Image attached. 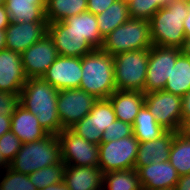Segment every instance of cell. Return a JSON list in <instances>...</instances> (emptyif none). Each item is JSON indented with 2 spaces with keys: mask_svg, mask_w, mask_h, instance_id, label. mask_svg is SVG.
<instances>
[{
  "mask_svg": "<svg viewBox=\"0 0 190 190\" xmlns=\"http://www.w3.org/2000/svg\"><path fill=\"white\" fill-rule=\"evenodd\" d=\"M57 99L58 90L42 77L27 78L19 94V104L34 114L40 126L51 135H58L63 130Z\"/></svg>",
  "mask_w": 190,
  "mask_h": 190,
  "instance_id": "1",
  "label": "cell"
},
{
  "mask_svg": "<svg viewBox=\"0 0 190 190\" xmlns=\"http://www.w3.org/2000/svg\"><path fill=\"white\" fill-rule=\"evenodd\" d=\"M190 9V0H176L160 8L149 20L154 46L184 49L187 45L184 20Z\"/></svg>",
  "mask_w": 190,
  "mask_h": 190,
  "instance_id": "2",
  "label": "cell"
},
{
  "mask_svg": "<svg viewBox=\"0 0 190 190\" xmlns=\"http://www.w3.org/2000/svg\"><path fill=\"white\" fill-rule=\"evenodd\" d=\"M98 99H108L116 91L114 60L102 48H95L82 57V79L79 86Z\"/></svg>",
  "mask_w": 190,
  "mask_h": 190,
  "instance_id": "3",
  "label": "cell"
},
{
  "mask_svg": "<svg viewBox=\"0 0 190 190\" xmlns=\"http://www.w3.org/2000/svg\"><path fill=\"white\" fill-rule=\"evenodd\" d=\"M61 161L58 136L48 134L41 140L22 144L16 157L10 162L9 168L18 173L31 174Z\"/></svg>",
  "mask_w": 190,
  "mask_h": 190,
  "instance_id": "4",
  "label": "cell"
},
{
  "mask_svg": "<svg viewBox=\"0 0 190 190\" xmlns=\"http://www.w3.org/2000/svg\"><path fill=\"white\" fill-rule=\"evenodd\" d=\"M152 46L150 22L129 18L104 38L102 49L115 56L128 51L150 49Z\"/></svg>",
  "mask_w": 190,
  "mask_h": 190,
  "instance_id": "5",
  "label": "cell"
},
{
  "mask_svg": "<svg viewBox=\"0 0 190 190\" xmlns=\"http://www.w3.org/2000/svg\"><path fill=\"white\" fill-rule=\"evenodd\" d=\"M149 49L128 51L113 56L116 90L144 92Z\"/></svg>",
  "mask_w": 190,
  "mask_h": 190,
  "instance_id": "6",
  "label": "cell"
},
{
  "mask_svg": "<svg viewBox=\"0 0 190 190\" xmlns=\"http://www.w3.org/2000/svg\"><path fill=\"white\" fill-rule=\"evenodd\" d=\"M139 140L134 136L99 144V167L103 174L135 168Z\"/></svg>",
  "mask_w": 190,
  "mask_h": 190,
  "instance_id": "7",
  "label": "cell"
},
{
  "mask_svg": "<svg viewBox=\"0 0 190 190\" xmlns=\"http://www.w3.org/2000/svg\"><path fill=\"white\" fill-rule=\"evenodd\" d=\"M61 147V160L70 166H99V145L88 142L70 128L58 135Z\"/></svg>",
  "mask_w": 190,
  "mask_h": 190,
  "instance_id": "8",
  "label": "cell"
},
{
  "mask_svg": "<svg viewBox=\"0 0 190 190\" xmlns=\"http://www.w3.org/2000/svg\"><path fill=\"white\" fill-rule=\"evenodd\" d=\"M144 105L166 131L178 132L182 122V97L172 93L154 91L145 93Z\"/></svg>",
  "mask_w": 190,
  "mask_h": 190,
  "instance_id": "9",
  "label": "cell"
},
{
  "mask_svg": "<svg viewBox=\"0 0 190 190\" xmlns=\"http://www.w3.org/2000/svg\"><path fill=\"white\" fill-rule=\"evenodd\" d=\"M183 52L180 48L152 46L149 49L148 68L144 93L161 91L169 78L177 57Z\"/></svg>",
  "mask_w": 190,
  "mask_h": 190,
  "instance_id": "10",
  "label": "cell"
},
{
  "mask_svg": "<svg viewBox=\"0 0 190 190\" xmlns=\"http://www.w3.org/2000/svg\"><path fill=\"white\" fill-rule=\"evenodd\" d=\"M96 101L94 96L80 88L59 90L57 110L61 127L71 128L89 114Z\"/></svg>",
  "mask_w": 190,
  "mask_h": 190,
  "instance_id": "11",
  "label": "cell"
},
{
  "mask_svg": "<svg viewBox=\"0 0 190 190\" xmlns=\"http://www.w3.org/2000/svg\"><path fill=\"white\" fill-rule=\"evenodd\" d=\"M57 49L49 34L21 53V62L27 78H40L58 57Z\"/></svg>",
  "mask_w": 190,
  "mask_h": 190,
  "instance_id": "12",
  "label": "cell"
},
{
  "mask_svg": "<svg viewBox=\"0 0 190 190\" xmlns=\"http://www.w3.org/2000/svg\"><path fill=\"white\" fill-rule=\"evenodd\" d=\"M42 78L58 91L79 88L82 79V58L59 55Z\"/></svg>",
  "mask_w": 190,
  "mask_h": 190,
  "instance_id": "13",
  "label": "cell"
},
{
  "mask_svg": "<svg viewBox=\"0 0 190 190\" xmlns=\"http://www.w3.org/2000/svg\"><path fill=\"white\" fill-rule=\"evenodd\" d=\"M47 33L52 38L58 55L82 58L95 49L84 36L69 30L64 21L48 24Z\"/></svg>",
  "mask_w": 190,
  "mask_h": 190,
  "instance_id": "14",
  "label": "cell"
},
{
  "mask_svg": "<svg viewBox=\"0 0 190 190\" xmlns=\"http://www.w3.org/2000/svg\"><path fill=\"white\" fill-rule=\"evenodd\" d=\"M47 22H11L5 29L6 49L20 54L47 34Z\"/></svg>",
  "mask_w": 190,
  "mask_h": 190,
  "instance_id": "15",
  "label": "cell"
},
{
  "mask_svg": "<svg viewBox=\"0 0 190 190\" xmlns=\"http://www.w3.org/2000/svg\"><path fill=\"white\" fill-rule=\"evenodd\" d=\"M27 81L21 54L9 49L0 51V90L20 94Z\"/></svg>",
  "mask_w": 190,
  "mask_h": 190,
  "instance_id": "16",
  "label": "cell"
},
{
  "mask_svg": "<svg viewBox=\"0 0 190 190\" xmlns=\"http://www.w3.org/2000/svg\"><path fill=\"white\" fill-rule=\"evenodd\" d=\"M137 171L142 190L175 188L180 177L169 161L150 163Z\"/></svg>",
  "mask_w": 190,
  "mask_h": 190,
  "instance_id": "17",
  "label": "cell"
},
{
  "mask_svg": "<svg viewBox=\"0 0 190 190\" xmlns=\"http://www.w3.org/2000/svg\"><path fill=\"white\" fill-rule=\"evenodd\" d=\"M175 134L176 132L166 131L158 139L139 142L134 169L138 170L140 167L154 162L169 161L171 144Z\"/></svg>",
  "mask_w": 190,
  "mask_h": 190,
  "instance_id": "18",
  "label": "cell"
},
{
  "mask_svg": "<svg viewBox=\"0 0 190 190\" xmlns=\"http://www.w3.org/2000/svg\"><path fill=\"white\" fill-rule=\"evenodd\" d=\"M10 130L19 138L22 144L41 140L48 135L40 126L37 117L20 104L11 116Z\"/></svg>",
  "mask_w": 190,
  "mask_h": 190,
  "instance_id": "19",
  "label": "cell"
},
{
  "mask_svg": "<svg viewBox=\"0 0 190 190\" xmlns=\"http://www.w3.org/2000/svg\"><path fill=\"white\" fill-rule=\"evenodd\" d=\"M63 182L69 190H96L103 188V172L99 166L65 165Z\"/></svg>",
  "mask_w": 190,
  "mask_h": 190,
  "instance_id": "20",
  "label": "cell"
},
{
  "mask_svg": "<svg viewBox=\"0 0 190 190\" xmlns=\"http://www.w3.org/2000/svg\"><path fill=\"white\" fill-rule=\"evenodd\" d=\"M108 99L113 105L116 118L133 125L139 110L144 105L145 93L142 91L116 90Z\"/></svg>",
  "mask_w": 190,
  "mask_h": 190,
  "instance_id": "21",
  "label": "cell"
},
{
  "mask_svg": "<svg viewBox=\"0 0 190 190\" xmlns=\"http://www.w3.org/2000/svg\"><path fill=\"white\" fill-rule=\"evenodd\" d=\"M11 22H47L46 0H5Z\"/></svg>",
  "mask_w": 190,
  "mask_h": 190,
  "instance_id": "22",
  "label": "cell"
},
{
  "mask_svg": "<svg viewBox=\"0 0 190 190\" xmlns=\"http://www.w3.org/2000/svg\"><path fill=\"white\" fill-rule=\"evenodd\" d=\"M64 22L69 26V30L84 36L94 48H102L104 38L99 32L96 15L85 11L65 19Z\"/></svg>",
  "mask_w": 190,
  "mask_h": 190,
  "instance_id": "23",
  "label": "cell"
},
{
  "mask_svg": "<svg viewBox=\"0 0 190 190\" xmlns=\"http://www.w3.org/2000/svg\"><path fill=\"white\" fill-rule=\"evenodd\" d=\"M190 90V60L182 52L176 59L174 68L167 78L165 92L183 97Z\"/></svg>",
  "mask_w": 190,
  "mask_h": 190,
  "instance_id": "24",
  "label": "cell"
},
{
  "mask_svg": "<svg viewBox=\"0 0 190 190\" xmlns=\"http://www.w3.org/2000/svg\"><path fill=\"white\" fill-rule=\"evenodd\" d=\"M87 11V0H46L45 18L47 23L64 21Z\"/></svg>",
  "mask_w": 190,
  "mask_h": 190,
  "instance_id": "25",
  "label": "cell"
},
{
  "mask_svg": "<svg viewBox=\"0 0 190 190\" xmlns=\"http://www.w3.org/2000/svg\"><path fill=\"white\" fill-rule=\"evenodd\" d=\"M129 18L128 4L124 3L122 0H116L104 12L96 15L101 36L105 38Z\"/></svg>",
  "mask_w": 190,
  "mask_h": 190,
  "instance_id": "26",
  "label": "cell"
},
{
  "mask_svg": "<svg viewBox=\"0 0 190 190\" xmlns=\"http://www.w3.org/2000/svg\"><path fill=\"white\" fill-rule=\"evenodd\" d=\"M132 126L133 135L139 142L158 139L166 132L145 105L139 110Z\"/></svg>",
  "mask_w": 190,
  "mask_h": 190,
  "instance_id": "27",
  "label": "cell"
},
{
  "mask_svg": "<svg viewBox=\"0 0 190 190\" xmlns=\"http://www.w3.org/2000/svg\"><path fill=\"white\" fill-rule=\"evenodd\" d=\"M104 190H142L136 169L117 170L103 174Z\"/></svg>",
  "mask_w": 190,
  "mask_h": 190,
  "instance_id": "28",
  "label": "cell"
},
{
  "mask_svg": "<svg viewBox=\"0 0 190 190\" xmlns=\"http://www.w3.org/2000/svg\"><path fill=\"white\" fill-rule=\"evenodd\" d=\"M169 162L175 167L179 176L190 174V138L176 132L171 144Z\"/></svg>",
  "mask_w": 190,
  "mask_h": 190,
  "instance_id": "29",
  "label": "cell"
},
{
  "mask_svg": "<svg viewBox=\"0 0 190 190\" xmlns=\"http://www.w3.org/2000/svg\"><path fill=\"white\" fill-rule=\"evenodd\" d=\"M65 172V163L61 161L56 165H50L42 169H38L31 174H28L30 181L35 185L37 190L63 182Z\"/></svg>",
  "mask_w": 190,
  "mask_h": 190,
  "instance_id": "30",
  "label": "cell"
},
{
  "mask_svg": "<svg viewBox=\"0 0 190 190\" xmlns=\"http://www.w3.org/2000/svg\"><path fill=\"white\" fill-rule=\"evenodd\" d=\"M89 115L93 118L96 130L102 133L117 119L113 105L109 99H98L89 112Z\"/></svg>",
  "mask_w": 190,
  "mask_h": 190,
  "instance_id": "31",
  "label": "cell"
},
{
  "mask_svg": "<svg viewBox=\"0 0 190 190\" xmlns=\"http://www.w3.org/2000/svg\"><path fill=\"white\" fill-rule=\"evenodd\" d=\"M4 174L0 179V190H37L28 174L15 172L9 167L5 169Z\"/></svg>",
  "mask_w": 190,
  "mask_h": 190,
  "instance_id": "32",
  "label": "cell"
},
{
  "mask_svg": "<svg viewBox=\"0 0 190 190\" xmlns=\"http://www.w3.org/2000/svg\"><path fill=\"white\" fill-rule=\"evenodd\" d=\"M70 129L88 142L96 145L101 144L102 132L96 130L93 118L89 114L75 123Z\"/></svg>",
  "mask_w": 190,
  "mask_h": 190,
  "instance_id": "33",
  "label": "cell"
},
{
  "mask_svg": "<svg viewBox=\"0 0 190 190\" xmlns=\"http://www.w3.org/2000/svg\"><path fill=\"white\" fill-rule=\"evenodd\" d=\"M157 11V0H132L128 4L129 17L149 21Z\"/></svg>",
  "mask_w": 190,
  "mask_h": 190,
  "instance_id": "34",
  "label": "cell"
},
{
  "mask_svg": "<svg viewBox=\"0 0 190 190\" xmlns=\"http://www.w3.org/2000/svg\"><path fill=\"white\" fill-rule=\"evenodd\" d=\"M133 135V126L125 123L124 121L116 119L113 123L107 127L102 133L101 143L108 141L119 140L124 137H129Z\"/></svg>",
  "mask_w": 190,
  "mask_h": 190,
  "instance_id": "35",
  "label": "cell"
},
{
  "mask_svg": "<svg viewBox=\"0 0 190 190\" xmlns=\"http://www.w3.org/2000/svg\"><path fill=\"white\" fill-rule=\"evenodd\" d=\"M21 146L22 142L11 130L0 137V152L9 163L16 157Z\"/></svg>",
  "mask_w": 190,
  "mask_h": 190,
  "instance_id": "36",
  "label": "cell"
},
{
  "mask_svg": "<svg viewBox=\"0 0 190 190\" xmlns=\"http://www.w3.org/2000/svg\"><path fill=\"white\" fill-rule=\"evenodd\" d=\"M19 105V95L0 90V114L12 116Z\"/></svg>",
  "mask_w": 190,
  "mask_h": 190,
  "instance_id": "37",
  "label": "cell"
},
{
  "mask_svg": "<svg viewBox=\"0 0 190 190\" xmlns=\"http://www.w3.org/2000/svg\"><path fill=\"white\" fill-rule=\"evenodd\" d=\"M116 0H87V11L94 15L104 12Z\"/></svg>",
  "mask_w": 190,
  "mask_h": 190,
  "instance_id": "38",
  "label": "cell"
},
{
  "mask_svg": "<svg viewBox=\"0 0 190 190\" xmlns=\"http://www.w3.org/2000/svg\"><path fill=\"white\" fill-rule=\"evenodd\" d=\"M10 23V16L5 8V5H0V30H5Z\"/></svg>",
  "mask_w": 190,
  "mask_h": 190,
  "instance_id": "39",
  "label": "cell"
},
{
  "mask_svg": "<svg viewBox=\"0 0 190 190\" xmlns=\"http://www.w3.org/2000/svg\"><path fill=\"white\" fill-rule=\"evenodd\" d=\"M11 129V116L0 114V137Z\"/></svg>",
  "mask_w": 190,
  "mask_h": 190,
  "instance_id": "40",
  "label": "cell"
},
{
  "mask_svg": "<svg viewBox=\"0 0 190 190\" xmlns=\"http://www.w3.org/2000/svg\"><path fill=\"white\" fill-rule=\"evenodd\" d=\"M178 133L186 138H190V115L182 118Z\"/></svg>",
  "mask_w": 190,
  "mask_h": 190,
  "instance_id": "41",
  "label": "cell"
},
{
  "mask_svg": "<svg viewBox=\"0 0 190 190\" xmlns=\"http://www.w3.org/2000/svg\"><path fill=\"white\" fill-rule=\"evenodd\" d=\"M176 190H190V174L179 177L177 184L175 185Z\"/></svg>",
  "mask_w": 190,
  "mask_h": 190,
  "instance_id": "42",
  "label": "cell"
},
{
  "mask_svg": "<svg viewBox=\"0 0 190 190\" xmlns=\"http://www.w3.org/2000/svg\"><path fill=\"white\" fill-rule=\"evenodd\" d=\"M190 115V90L182 97V118Z\"/></svg>",
  "mask_w": 190,
  "mask_h": 190,
  "instance_id": "43",
  "label": "cell"
},
{
  "mask_svg": "<svg viewBox=\"0 0 190 190\" xmlns=\"http://www.w3.org/2000/svg\"><path fill=\"white\" fill-rule=\"evenodd\" d=\"M183 24H184V33L188 44L190 43V9Z\"/></svg>",
  "mask_w": 190,
  "mask_h": 190,
  "instance_id": "44",
  "label": "cell"
},
{
  "mask_svg": "<svg viewBox=\"0 0 190 190\" xmlns=\"http://www.w3.org/2000/svg\"><path fill=\"white\" fill-rule=\"evenodd\" d=\"M42 190H69L67 185L64 182H58L53 185H49Z\"/></svg>",
  "mask_w": 190,
  "mask_h": 190,
  "instance_id": "45",
  "label": "cell"
},
{
  "mask_svg": "<svg viewBox=\"0 0 190 190\" xmlns=\"http://www.w3.org/2000/svg\"><path fill=\"white\" fill-rule=\"evenodd\" d=\"M174 1L176 0H157V11L162 7L172 4Z\"/></svg>",
  "mask_w": 190,
  "mask_h": 190,
  "instance_id": "46",
  "label": "cell"
},
{
  "mask_svg": "<svg viewBox=\"0 0 190 190\" xmlns=\"http://www.w3.org/2000/svg\"><path fill=\"white\" fill-rule=\"evenodd\" d=\"M5 30H0V51L6 48Z\"/></svg>",
  "mask_w": 190,
  "mask_h": 190,
  "instance_id": "47",
  "label": "cell"
},
{
  "mask_svg": "<svg viewBox=\"0 0 190 190\" xmlns=\"http://www.w3.org/2000/svg\"><path fill=\"white\" fill-rule=\"evenodd\" d=\"M10 166V163L2 156V153L0 152V169L2 168L5 170Z\"/></svg>",
  "mask_w": 190,
  "mask_h": 190,
  "instance_id": "48",
  "label": "cell"
},
{
  "mask_svg": "<svg viewBox=\"0 0 190 190\" xmlns=\"http://www.w3.org/2000/svg\"><path fill=\"white\" fill-rule=\"evenodd\" d=\"M183 52L188 56L190 60V43H188L185 48L183 49Z\"/></svg>",
  "mask_w": 190,
  "mask_h": 190,
  "instance_id": "49",
  "label": "cell"
},
{
  "mask_svg": "<svg viewBox=\"0 0 190 190\" xmlns=\"http://www.w3.org/2000/svg\"><path fill=\"white\" fill-rule=\"evenodd\" d=\"M154 190H176L175 188H162V189H154Z\"/></svg>",
  "mask_w": 190,
  "mask_h": 190,
  "instance_id": "50",
  "label": "cell"
},
{
  "mask_svg": "<svg viewBox=\"0 0 190 190\" xmlns=\"http://www.w3.org/2000/svg\"><path fill=\"white\" fill-rule=\"evenodd\" d=\"M124 3L129 4L132 0H122Z\"/></svg>",
  "mask_w": 190,
  "mask_h": 190,
  "instance_id": "51",
  "label": "cell"
},
{
  "mask_svg": "<svg viewBox=\"0 0 190 190\" xmlns=\"http://www.w3.org/2000/svg\"><path fill=\"white\" fill-rule=\"evenodd\" d=\"M5 0H0V5H3Z\"/></svg>",
  "mask_w": 190,
  "mask_h": 190,
  "instance_id": "52",
  "label": "cell"
}]
</instances>
